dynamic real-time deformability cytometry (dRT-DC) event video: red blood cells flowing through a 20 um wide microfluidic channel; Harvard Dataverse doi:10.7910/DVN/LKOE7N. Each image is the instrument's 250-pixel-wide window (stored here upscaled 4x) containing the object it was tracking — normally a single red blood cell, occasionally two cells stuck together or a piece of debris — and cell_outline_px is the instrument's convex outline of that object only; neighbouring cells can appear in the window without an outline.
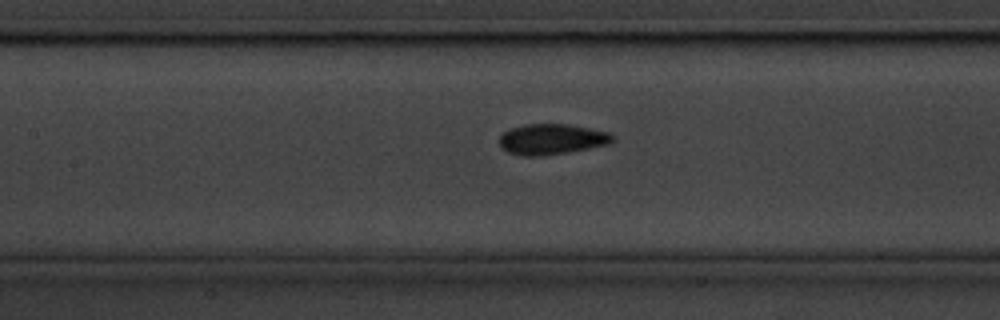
{"species": "common noctule bat (a hibernating species)", "species_latin": "Nyctalus noctula", "temperature_condition": "cold", "stored_images_in_passage": 40, "segment_of_instrument_passage": [1, 2], "camera_frame_rate_fps": 3000, "um_per_image_px": 0.085, "animal": {"sex": "male", "body_mass_g": 20.1, "forearm_length_mm": 53.5}, "frame": {"image": 1, "passage_image": 8, "time_ms": 2.333, "image_size_px": [1000, 320], "cell_outline_px": [[612, 140], [608, 144], [568, 152], [540, 156], [524, 156], [508, 152], [500, 148], [500, 136], [508, 128], [524, 124], [568, 124], [608, 132], [612, 136]], "centroid_in_image_um": [46.82, 11.83], "position_along_channel_um": 160.6, "area_um2": 20.06}}
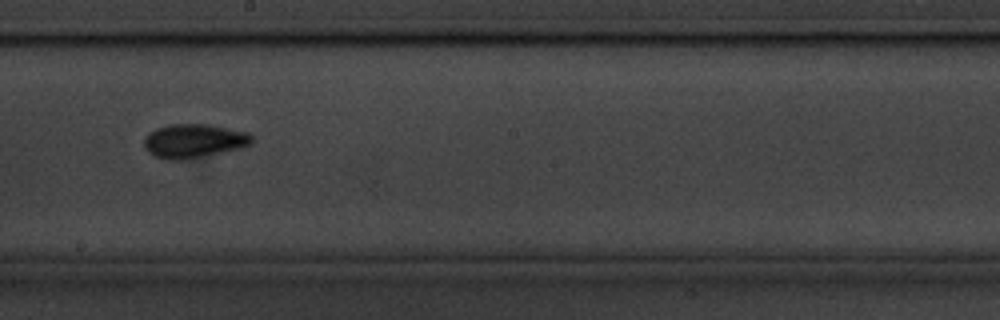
{"frame": {"image": 2, "passage_image": 14, "time_ms": 4.333, "image_size_px": [1000, 320], "cell_outline_px": [[252, 140], [248, 144], [236, 148], [220, 152], [184, 160], [168, 160], [156, 156], [148, 152], [144, 148], [144, 140], [148, 132], [156, 128], [168, 124], [208, 124], [248, 132], [252, 136]], "centroid_in_image_um": [16.4, 11.96], "position_along_channel_um": 231.8, "area_um2": 21.04}}
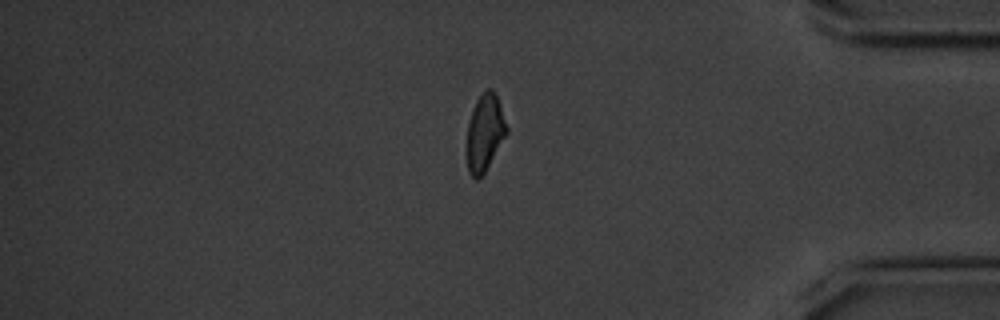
{"frame": {"image": 3, "passage_image": 30, "time_ms": 9.667, "image_size_px": [1000, 320], "cell_outline_px": [[508, 132], [484, 172], [476, 180], [468, 172], [464, 152], [468, 124], [472, 108], [476, 100], [488, 88], [492, 88], [496, 96], [508, 128]], "centroid_in_image_um": [41.15, 11.31], "position_along_channel_um": 394.0, "area_um2": 17.98}}